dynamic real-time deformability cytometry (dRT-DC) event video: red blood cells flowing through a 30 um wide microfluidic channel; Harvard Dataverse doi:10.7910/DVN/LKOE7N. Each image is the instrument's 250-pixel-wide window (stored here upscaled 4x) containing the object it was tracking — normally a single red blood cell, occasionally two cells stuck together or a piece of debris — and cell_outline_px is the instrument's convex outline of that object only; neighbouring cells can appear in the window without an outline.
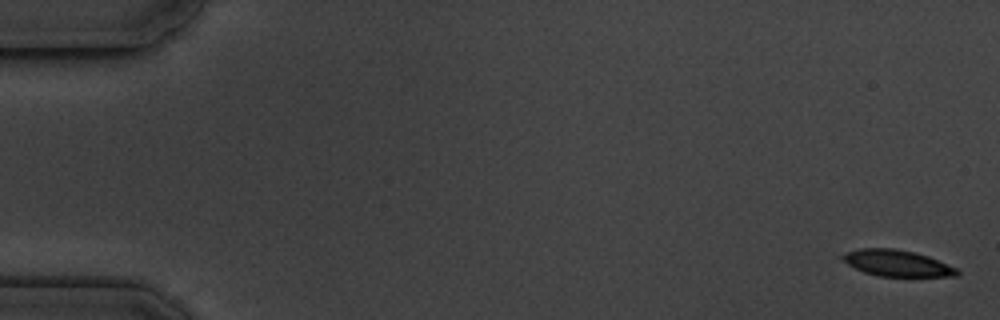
{"species": "common noctule bat (a hibernating species)", "species_latin": "Nyctalus noctula", "temperature_condition": "cold", "stored_images_in_passage": 5, "camera_frame_rate_fps": 3000, "um_per_image_px": 0.085, "animal": {"sex": "male", "body_mass_g": 19.5, "forearm_length_mm": 54.6}, "frame": {"image": 1, "passage_image": 1, "time_ms": 0.0, "image_size_px": [1000, 320], "cell_outline_px": [[960, 272], [956, 276], [880, 276], [864, 272], [848, 264], [840, 256], [848, 252], [860, 248], [896, 248], [916, 252], [928, 256], [956, 268]], "centroid_in_image_um": [76.25, 22.36], "position_along_channel_um": 8.7, "area_um2": 17.34}}
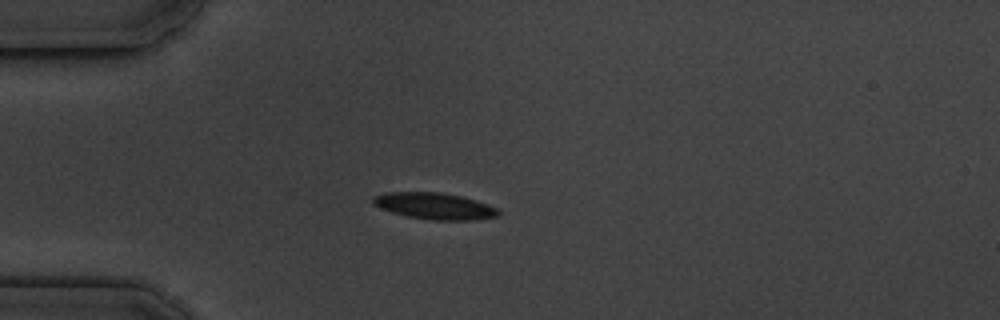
{"frame": {"image": 2, "passage_image": 5, "time_ms": 4.667, "image_size_px": [1000, 320], "cell_outline_px": [[500, 216], [476, 220], [432, 220], [408, 216], [392, 212], [380, 208], [372, 204], [372, 196], [384, 192], [440, 192], [460, 196], [476, 200], [488, 204], [496, 208], [500, 212]], "centroid_in_image_um": [36.93, 17.51], "position_along_channel_um": 48.1, "area_um2": 19.48}}